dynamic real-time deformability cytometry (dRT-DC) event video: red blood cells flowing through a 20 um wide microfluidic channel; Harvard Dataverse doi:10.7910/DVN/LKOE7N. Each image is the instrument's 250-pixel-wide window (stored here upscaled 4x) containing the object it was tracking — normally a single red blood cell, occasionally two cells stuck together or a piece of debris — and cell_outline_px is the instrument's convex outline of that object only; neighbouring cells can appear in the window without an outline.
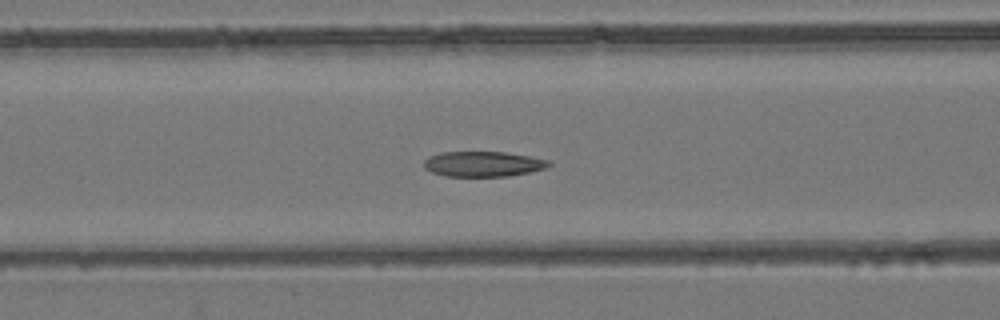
{"species": "common noctule bat (a hibernating species)", "species_latin": "Nyctalus noctula", "temperature_condition": "room temperature", "stored_images_in_passage": 54, "camera_frame_rate_fps": 3000, "um_per_image_px": 0.085, "animal": {"sex": "female", "body_mass_g": 24.6, "forearm_length_mm": 56.2}, "frame": {"image": 1, "passage_image": 22, "time_ms": 7.0, "image_size_px": [1000, 320], "cell_outline_px": [[552, 164], [544, 168], [528, 172], [508, 176], [444, 176], [432, 172], [424, 168], [424, 160], [428, 156], [440, 152], [504, 152], [528, 156], [548, 160]], "centroid_in_image_um": [41.01, 13.93], "position_along_channel_um": 125.6, "area_um2": 18.26}}
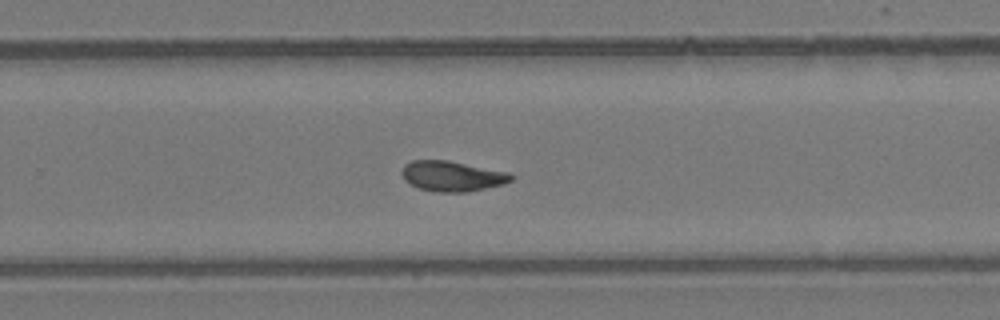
{"frame": {"image": 2, "passage_image": 35, "time_ms": 11.333, "image_size_px": [1000, 320], "cell_outline_px": [[516, 176], [512, 180], [504, 184], [464, 192], [436, 192], [420, 188], [404, 180], [400, 172], [404, 164], [412, 160], [448, 160], [508, 172]], "centroid_in_image_um": [38.42, 14.96], "position_along_channel_um": 291.4, "area_um2": 19.31}}
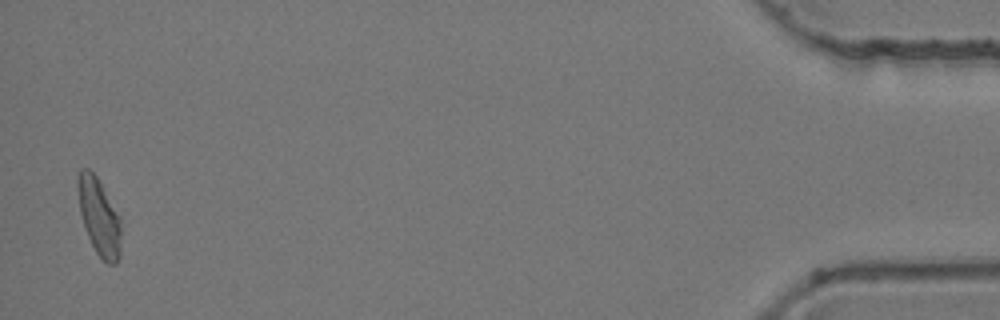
{"frame": {"image": 3, "passage_image": 53, "time_ms": 17.333, "image_size_px": [1000, 320], "cell_outline_px": [[120, 256], [116, 264], [108, 264], [96, 252], [88, 236], [80, 212], [76, 188], [76, 180], [80, 168], [88, 168], [96, 176], [120, 216]], "centroid_in_image_um": [8.4, 18.39], "position_along_channel_um": 426.8, "area_um2": 19.31}, "authors_computed_cell_mechanics": {"area_um2": 19.4786, "velocity_mm_per_s": 3.8325, "shape_relaxation_time_tau1_ms": null, "shape_relaxation_time_tau2_ms": 2.6295, "deformation_change_tau1": null, "deformation_change_tau2": 0.0867}}